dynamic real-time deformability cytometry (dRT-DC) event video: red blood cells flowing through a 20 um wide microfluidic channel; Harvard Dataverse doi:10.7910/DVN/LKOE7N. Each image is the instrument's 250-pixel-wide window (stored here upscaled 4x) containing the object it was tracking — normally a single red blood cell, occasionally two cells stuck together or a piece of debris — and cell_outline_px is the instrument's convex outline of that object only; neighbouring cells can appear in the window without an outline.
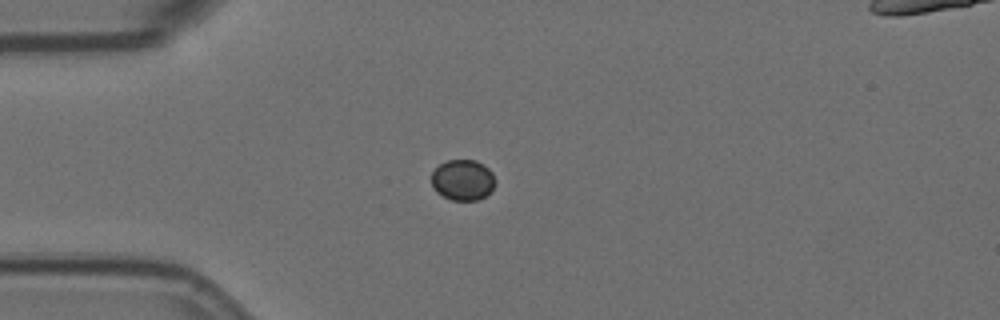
{"species": "Egyptian fruit bat (a non-hibernating species)", "species_latin": "Rousettus aegyptiacus", "temperature_condition": "room temperature", "stored_images_in_passage": 4, "camera_frame_rate_fps": 3000, "um_per_image_px": 0.085, "animal": {"sex": "female"}, "frame": {"image": 1, "passage_image": 3, "time_ms": 0.667, "image_size_px": [1000, 320], "cell_outline_px": [[496, 184], [484, 196], [476, 200], [452, 200], [436, 192], [432, 188], [432, 172], [440, 164], [448, 160], [476, 160], [488, 168], [492, 172]], "centroid_in_image_um": [39.32, 15.29], "position_along_channel_um": 45.7, "area_um2": 15.03}}
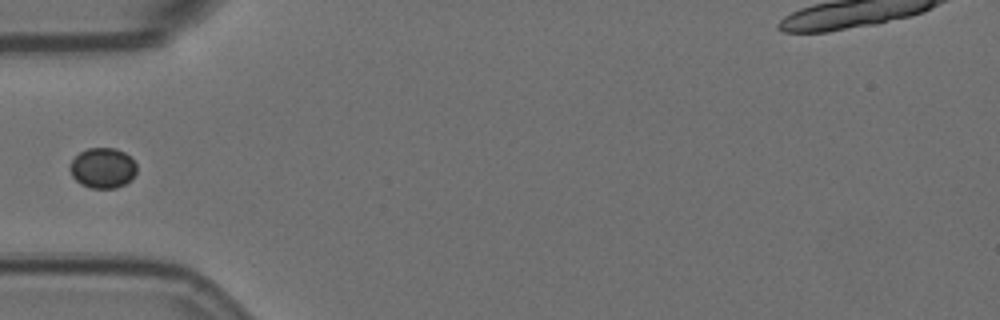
{"frame": {"image": 2, "passage_image": 4, "time_ms": 1.0, "image_size_px": [1000, 320], "cell_outline_px": [[136, 172], [124, 184], [116, 188], [92, 188], [80, 184], [72, 176], [68, 168], [72, 160], [80, 152], [88, 148], [116, 148], [124, 152], [136, 164]], "centroid_in_image_um": [8.7, 14.27], "position_along_channel_um": 76.3, "area_um2": 15.55}}